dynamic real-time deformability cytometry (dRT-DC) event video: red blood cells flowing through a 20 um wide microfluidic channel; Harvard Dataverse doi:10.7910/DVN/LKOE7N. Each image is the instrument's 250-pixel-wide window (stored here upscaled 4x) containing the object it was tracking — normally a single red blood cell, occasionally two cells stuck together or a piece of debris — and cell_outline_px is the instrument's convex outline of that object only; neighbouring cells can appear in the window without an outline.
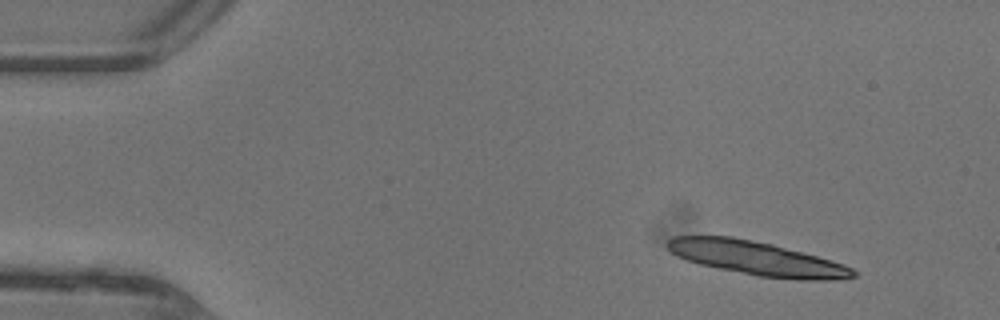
{"species": "common noctule bat (a hibernating species)", "species_latin": "Nyctalus noctula", "temperature_condition": "warm", "stored_images_in_passage": 43, "camera_frame_rate_fps": 3000, "um_per_image_px": 0.085, "animal": {"sex": "female"}, "frame": {"image": 1, "passage_image": 1, "time_ms": 0.0, "image_size_px": [1000, 320], "cell_outline_px": [[856, 276], [760, 276], [700, 264], [688, 260], [672, 252], [668, 248], [668, 240], [676, 236], [728, 236], [772, 244], [816, 256], [852, 268], [856, 272]], "centroid_in_image_um": [64.08, 21.87], "position_along_channel_um": 20.9, "area_um2": 33.87}}
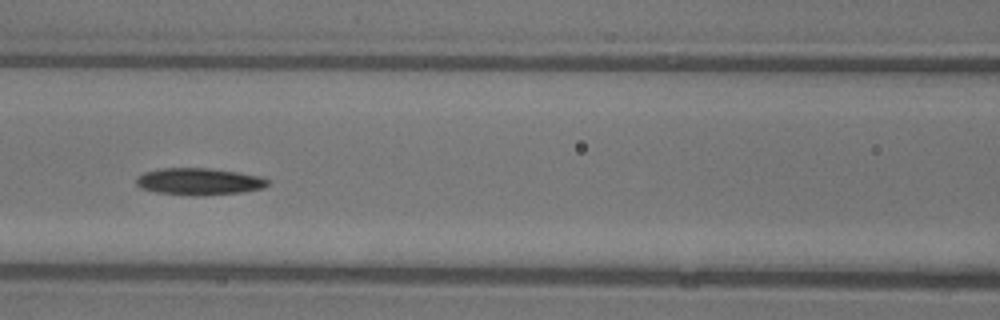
{"frame": {"image": 2, "passage_image": 17, "time_ms": 5.333, "image_size_px": [1000, 320], "cell_outline_px": [[268, 184], [260, 188], [240, 192], [160, 192], [144, 188], [136, 184], [136, 180], [140, 176], [148, 172], [164, 168], [204, 168], [232, 172], [256, 176], [268, 180]], "centroid_in_image_um": [16.9, 15.37], "position_along_channel_um": 149.7, "area_um2": 18.5}}
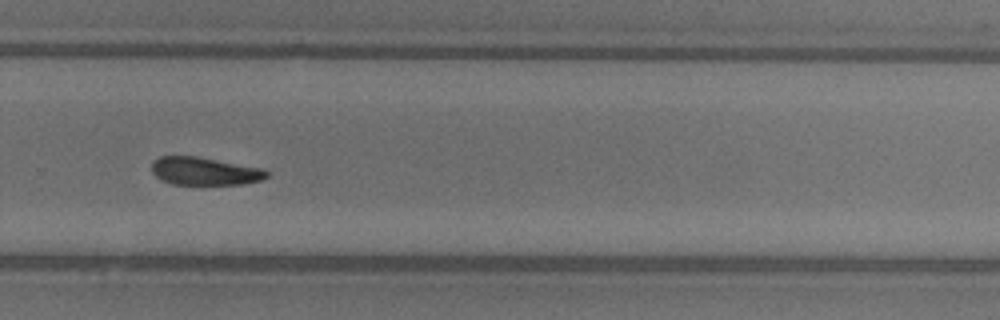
{"frame": {"image": 3, "passage_image": 28, "time_ms": 9.0, "image_size_px": [1000, 320], "cell_outline_px": [[268, 176], [260, 180], [240, 184], [172, 184], [156, 176], [152, 172], [152, 164], [160, 156], [196, 156], [260, 168], [268, 172]], "centroid_in_image_um": [17.37, 14.55], "position_along_channel_um": 312.4, "area_um2": 18.26}, "authors_computed_cell_mechanics": {"area_um2": 19.363, "velocity_mm_per_s": 4.4565, "shape_relaxation_time_tau1_ms": 3.901, "shape_relaxation_time_tau2_ms": null, "deformation_change_tau1": 0.1254, "deformation_change_tau2": null}}